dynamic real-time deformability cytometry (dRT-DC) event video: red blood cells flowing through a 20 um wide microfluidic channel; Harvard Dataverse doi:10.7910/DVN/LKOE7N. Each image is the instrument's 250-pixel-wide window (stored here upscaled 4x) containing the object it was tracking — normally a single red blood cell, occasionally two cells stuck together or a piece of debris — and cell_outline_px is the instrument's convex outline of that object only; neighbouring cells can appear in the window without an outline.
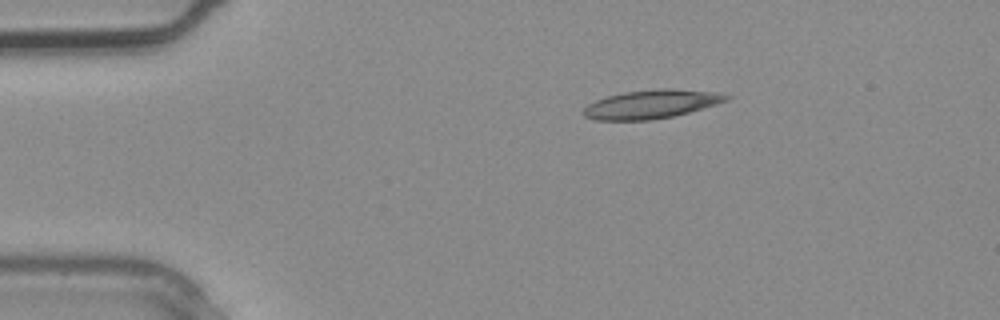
{"species": "common noctule bat (a hibernating species)", "species_latin": "Nyctalus noctula", "temperature_condition": "warm", "stored_images_in_passage": 1, "camera_frame_rate_fps": 3000, "um_per_image_px": 0.085, "animal": {"sex": "male", "body_mass_g": 20.4}, "frame": {"image": 1, "passage_image": 1, "time_ms": 0.0, "image_size_px": [1000, 320], "cell_outline_px": [[732, 96], [728, 100], [716, 104], [688, 112], [672, 116], [652, 120], [596, 120], [584, 116], [584, 108], [588, 104], [596, 100], [608, 96], [624, 92], [660, 88], [668, 88], [712, 92]], "centroid_in_image_um": [55.34, 8.85], "position_along_channel_um": 29.7, "area_um2": 23.52}}